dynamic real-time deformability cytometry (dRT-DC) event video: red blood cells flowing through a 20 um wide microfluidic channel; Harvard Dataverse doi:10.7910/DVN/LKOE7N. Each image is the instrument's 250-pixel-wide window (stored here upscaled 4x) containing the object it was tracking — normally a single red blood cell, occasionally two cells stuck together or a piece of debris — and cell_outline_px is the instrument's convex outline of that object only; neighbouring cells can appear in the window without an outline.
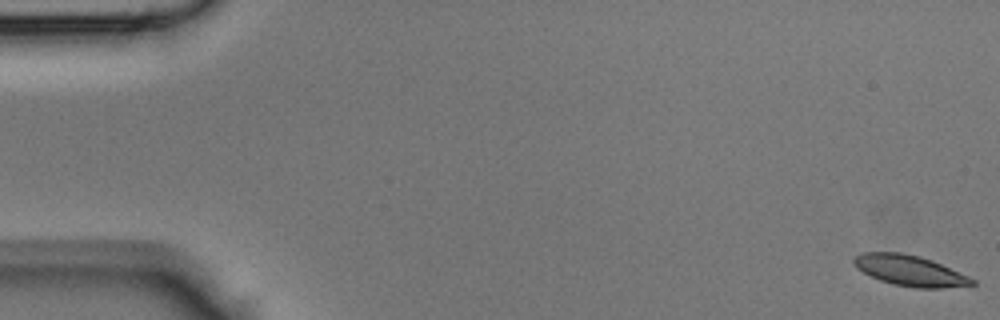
{"species": "Egyptian fruit bat (a non-hibernating species)", "species_latin": "Rousettus aegyptiacus", "temperature_condition": "room temperature", "stored_images_in_passage": 45, "camera_frame_rate_fps": 3000, "um_per_image_px": 0.085, "animal": {"sex": "male"}, "frame": {"image": 1, "passage_image": 1, "time_ms": 0.0, "image_size_px": [1000, 320], "cell_outline_px": [[976, 284], [940, 288], [916, 288], [892, 284], [880, 280], [856, 268], [852, 260], [860, 252], [900, 252], [920, 256], [932, 260], [968, 276], [976, 280]], "centroid_in_image_um": [77.32, 22.99], "position_along_channel_um": 7.7, "area_um2": 21.04}}
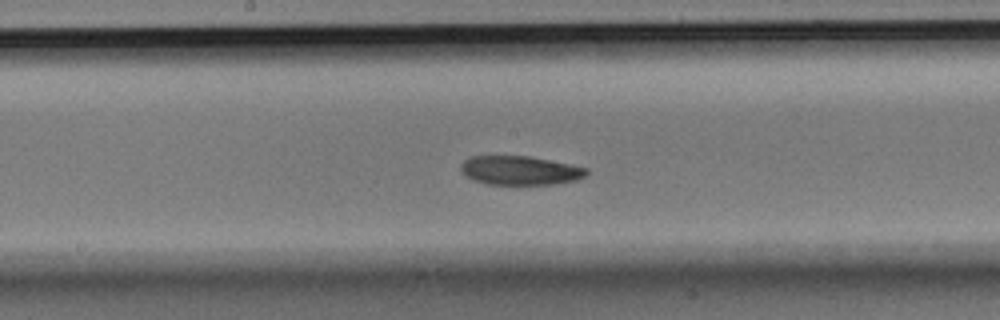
{"frame": {"image": 2, "passage_image": 24, "time_ms": 7.667, "image_size_px": [1000, 320], "cell_outline_px": [[588, 172], [584, 176], [576, 180], [552, 184], [488, 184], [472, 180], [464, 176], [460, 172], [460, 164], [464, 160], [472, 156], [528, 156], [588, 168]], "centroid_in_image_um": [44.13, 14.49], "position_along_channel_um": 204.1, "area_um2": 21.15}}
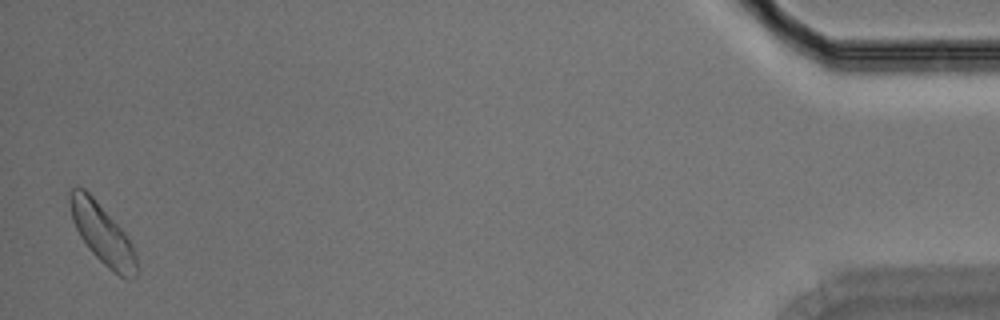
{"frame": {"image": 3, "passage_image": 45, "time_ms": 14.667, "image_size_px": [1000, 320], "cell_outline_px": [[136, 276], [120, 276], [108, 268], [88, 248], [80, 236], [72, 220], [68, 200], [68, 192], [72, 188], [84, 188], [92, 196], [124, 232], [132, 244], [136, 252]], "centroid_in_image_um": [8.66, 19.85], "position_along_channel_um": 426.5, "area_um2": 22.72}}